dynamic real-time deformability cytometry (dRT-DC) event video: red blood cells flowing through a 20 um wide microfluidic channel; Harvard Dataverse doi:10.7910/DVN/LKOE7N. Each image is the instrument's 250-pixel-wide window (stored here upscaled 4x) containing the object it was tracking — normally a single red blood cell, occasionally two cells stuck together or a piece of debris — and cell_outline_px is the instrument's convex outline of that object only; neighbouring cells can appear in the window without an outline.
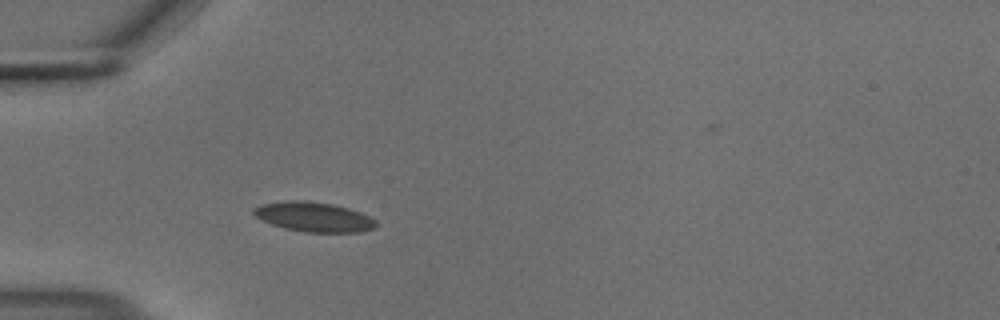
{"species": "common noctule bat (a hibernating species)", "species_latin": "Nyctalus noctula", "temperature_condition": "cold", "stored_images_in_passage": 53, "camera_frame_rate_fps": 3000, "um_per_image_px": 0.085, "animal": {"sex": "male", "body_mass_g": 18.8}, "frame": {"image": 1, "passage_image": 15, "time_ms": 4.667, "image_size_px": [1000, 320], "cell_outline_px": [[376, 224], [372, 228], [360, 232], [304, 232], [284, 228], [272, 224], [256, 216], [252, 212], [256, 208], [264, 204], [288, 200], [308, 200], [332, 204], [348, 208], [360, 212], [376, 220]], "centroid_in_image_um": [26.69, 18.43], "position_along_channel_um": 58.3, "area_um2": 20.87}}
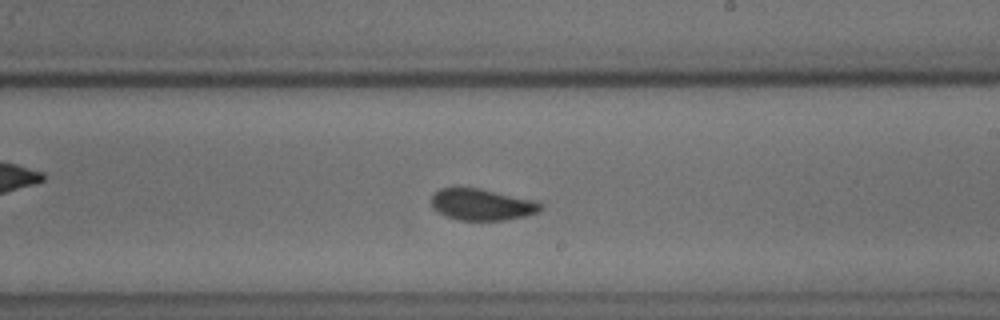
{"frame": {"image": 2, "passage_image": 31, "time_ms": 10.0, "image_size_px": [1000, 320], "cell_outline_px": [[544, 208], [540, 212], [524, 216], [504, 220], [460, 220], [444, 216], [432, 208], [432, 196], [440, 188], [480, 188], [536, 200], [544, 204]], "centroid_in_image_um": [41.01, 17.39], "position_along_channel_um": 248.0, "area_um2": 20.23}}
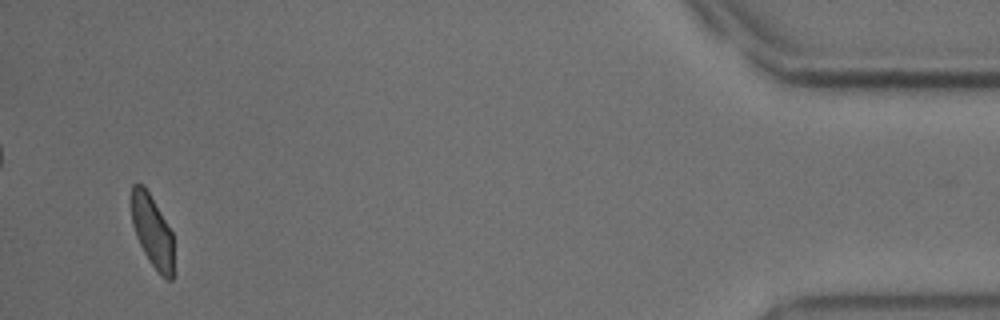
{"frame": {"image": 3, "passage_image": 51, "time_ms": 16.667, "image_size_px": [1000, 320], "cell_outline_px": [[176, 272], [172, 280], [164, 280], [160, 276], [148, 260], [136, 236], [132, 224], [132, 184], [144, 184], [172, 232]], "centroid_in_image_um": [13.0, 19.77], "position_along_channel_um": 422.2, "area_um2": 18.26}, "authors_computed_cell_mechanics": {"area_um2": 19.9988, "velocity_mm_per_s": 3.6815, "shape_relaxation_time_tau1_ms": 5.6624, "shape_relaxation_time_tau2_ms": 1.2333, "deformation_change_tau1": 0.0916, "deformation_change_tau2": 0.0264}}